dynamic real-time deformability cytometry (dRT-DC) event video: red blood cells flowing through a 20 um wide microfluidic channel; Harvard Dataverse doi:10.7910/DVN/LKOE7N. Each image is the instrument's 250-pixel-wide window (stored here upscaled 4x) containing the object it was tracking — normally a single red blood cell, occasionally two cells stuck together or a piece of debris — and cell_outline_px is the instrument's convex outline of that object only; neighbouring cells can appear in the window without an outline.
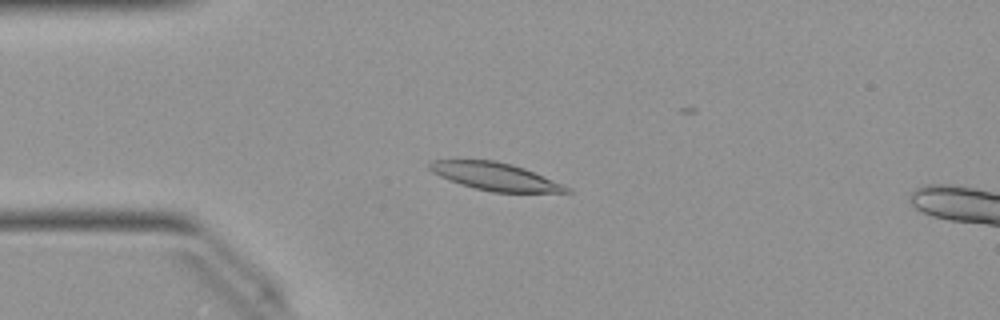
{"species": "Egyptian fruit bat (a non-hibernating species)", "species_latin": "Rousettus aegyptiacus", "temperature_condition": "warm", "stored_images_in_passage": 37, "camera_frame_rate_fps": 3000, "um_per_image_px": 0.085, "animal": {"sex": "female"}, "frame": {"image": 1, "passage_image": 13, "time_ms": 4.0, "image_size_px": [1000, 320], "cell_outline_px": [[572, 192], [492, 192], [460, 184], [448, 180], [432, 172], [428, 168], [428, 160], [496, 160], [512, 164], [524, 168], [572, 188]], "centroid_in_image_um": [42.06, 14.99], "position_along_channel_um": 42.9, "area_um2": 22.02}}
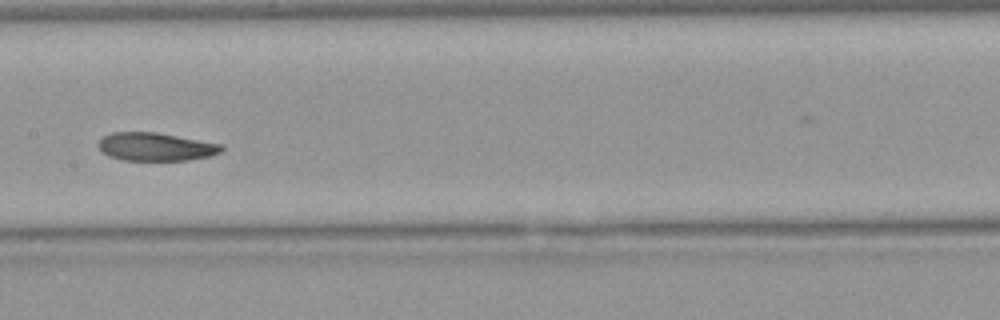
{"frame": {"image": 2, "passage_image": 26, "time_ms": 8.333, "image_size_px": [1000, 320], "cell_outline_px": [[224, 148], [220, 152], [212, 156], [188, 160], [124, 160], [108, 156], [96, 144], [104, 136], [112, 132], [156, 132], [224, 144]], "centroid_in_image_um": [13.27, 12.47], "position_along_channel_um": 194.1, "area_um2": 20.29}}
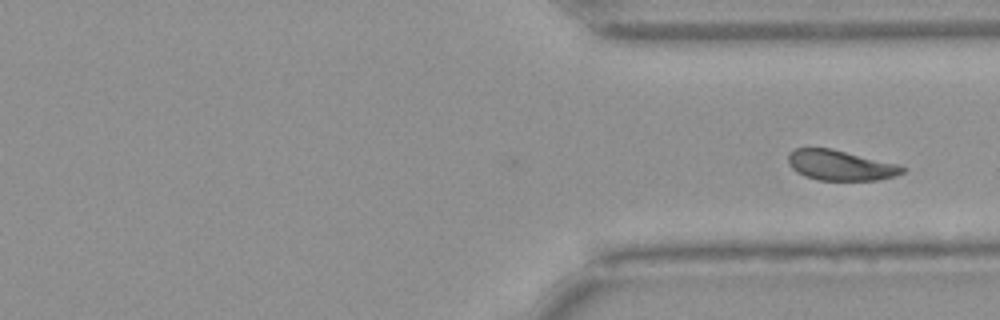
{"frame": {"image": 3, "passage_image": 37, "time_ms": 12.0, "image_size_px": [1000, 320], "cell_outline_px": [[908, 168], [904, 172], [896, 176], [876, 180], [820, 180], [804, 176], [796, 172], [788, 164], [788, 156], [796, 148], [832, 148], [900, 164]], "centroid_in_image_um": [71.48, 14.05], "position_along_channel_um": 339.9, "area_um2": 20.35}}